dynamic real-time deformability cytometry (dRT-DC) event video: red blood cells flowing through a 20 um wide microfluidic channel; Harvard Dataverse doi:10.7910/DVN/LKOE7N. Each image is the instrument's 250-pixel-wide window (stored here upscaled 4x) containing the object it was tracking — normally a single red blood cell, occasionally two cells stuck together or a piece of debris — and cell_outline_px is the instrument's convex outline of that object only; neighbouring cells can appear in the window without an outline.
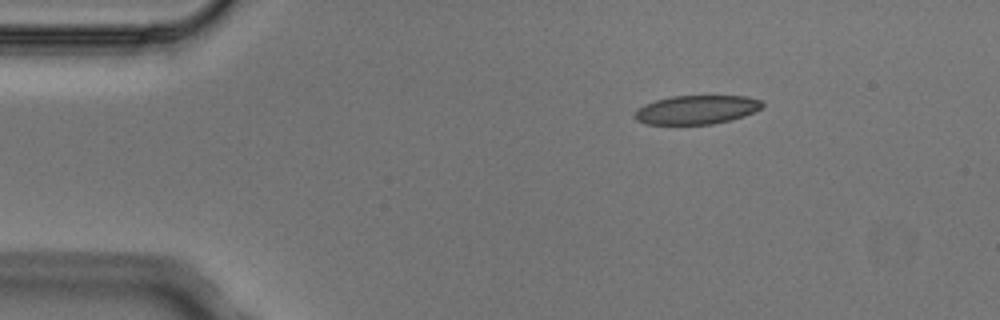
{"species": "Egyptian fruit bat (a non-hibernating species)", "species_latin": "Rousettus aegyptiacus", "temperature_condition": "cold", "stored_images_in_passage": 3, "camera_frame_rate_fps": 3000, "um_per_image_px": 0.085, "animal": {"sex": "male"}, "frame": {"image": 1, "passage_image": 1, "time_ms": 0.0, "image_size_px": [1000, 320], "cell_outline_px": [[764, 104], [760, 108], [744, 116], [712, 124], [644, 124], [636, 120], [632, 116], [640, 108], [656, 100], [672, 96], [744, 96], [760, 100]], "centroid_in_image_um": [59.19, 9.33], "position_along_channel_um": 25.8, "area_um2": 21.1}}
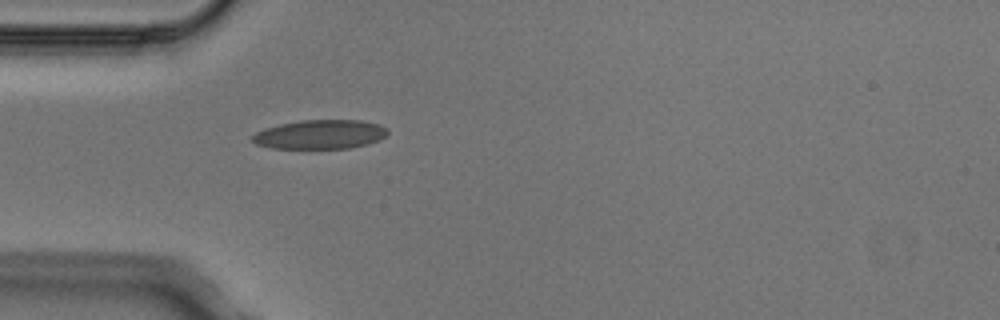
{"frame": {"image": 2, "passage_image": 3, "time_ms": 0.667, "image_size_px": [1000, 320], "cell_outline_px": [[388, 132], [380, 140], [368, 144], [348, 148], [272, 148], [256, 144], [252, 140], [252, 136], [256, 132], [264, 128], [280, 124], [300, 120], [360, 120], [380, 124], [388, 128]], "centroid_in_image_um": [27.23, 11.42], "position_along_channel_um": 57.8, "area_um2": 23.0}}